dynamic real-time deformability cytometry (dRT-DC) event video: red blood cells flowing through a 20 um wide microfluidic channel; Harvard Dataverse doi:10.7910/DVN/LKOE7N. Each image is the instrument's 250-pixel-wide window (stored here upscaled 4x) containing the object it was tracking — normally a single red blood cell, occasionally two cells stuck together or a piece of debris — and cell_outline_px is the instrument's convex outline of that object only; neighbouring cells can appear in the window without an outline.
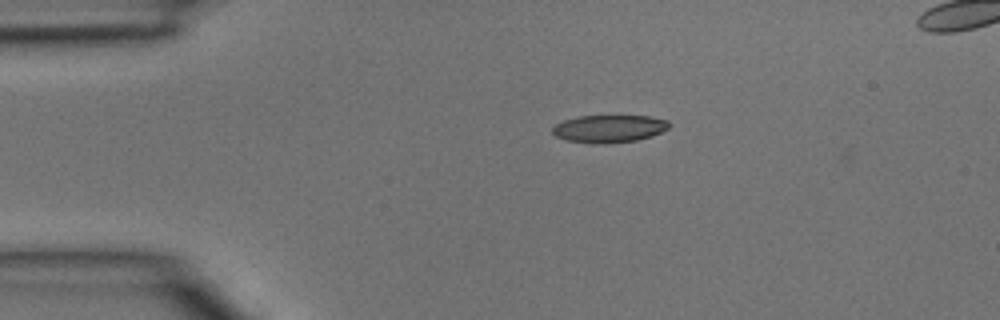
{"species": "common noctule bat (a hibernating species)", "species_latin": "Nyctalus noctula", "temperature_condition": "room temperature", "stored_images_in_passage": 3, "segment_of_instrument_passage": [1, 2], "camera_frame_rate_fps": 3000, "um_per_image_px": 0.085, "animal": {"sex": "male", "body_mass_g": 15.6}, "frame": {"image": 1, "passage_image": 1, "time_ms": 0.0, "image_size_px": [1000, 320], "cell_outline_px": [[672, 124], [668, 128], [652, 136], [636, 140], [604, 144], [592, 144], [568, 140], [556, 136], [552, 132], [552, 128], [556, 124], [564, 120], [576, 116], [648, 116], [668, 120]], "centroid_in_image_um": [51.78, 10.94], "position_along_channel_um": 33.2, "area_um2": 18.79}}